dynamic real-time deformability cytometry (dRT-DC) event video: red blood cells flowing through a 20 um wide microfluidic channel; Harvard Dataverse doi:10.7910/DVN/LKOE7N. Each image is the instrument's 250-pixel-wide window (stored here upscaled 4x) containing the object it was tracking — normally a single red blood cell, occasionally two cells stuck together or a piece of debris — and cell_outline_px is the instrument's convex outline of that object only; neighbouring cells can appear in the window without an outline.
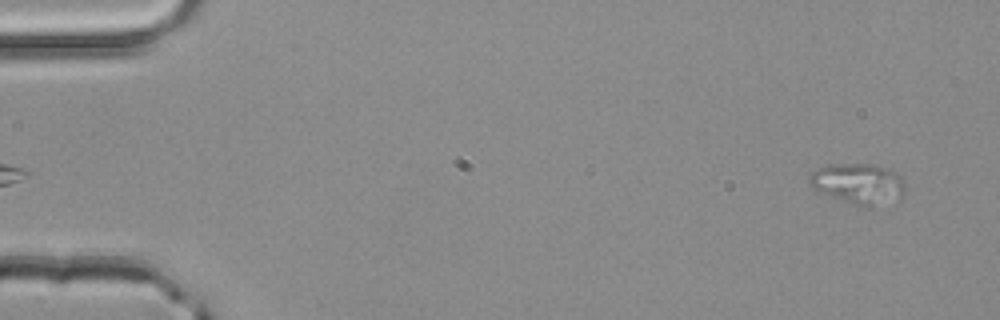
{"species": "common noctule bat (a hibernating species)", "species_latin": "Nyctalus noctula", "temperature_condition": "room temperature", "stored_images_in_passage": 2, "camera_frame_rate_fps": 3000, "um_per_image_px": 0.085, "animal": {"sex": "male", "body_mass_g": 20.4}, "frame": {"image": 1, "passage_image": 2, "time_ms": 0.333, "image_size_px": [1000, 320], "cell_outline_px": [[904, 196], [900, 200], [868, 208], [864, 208], [824, 192], [816, 188], [808, 180], [808, 176], [812, 172], [828, 164], [872, 164], [888, 168], [896, 172], [904, 180]], "centroid_in_image_um": [73.06, 15.61], "position_along_channel_um": 11.9, "area_um2": 22.54}}